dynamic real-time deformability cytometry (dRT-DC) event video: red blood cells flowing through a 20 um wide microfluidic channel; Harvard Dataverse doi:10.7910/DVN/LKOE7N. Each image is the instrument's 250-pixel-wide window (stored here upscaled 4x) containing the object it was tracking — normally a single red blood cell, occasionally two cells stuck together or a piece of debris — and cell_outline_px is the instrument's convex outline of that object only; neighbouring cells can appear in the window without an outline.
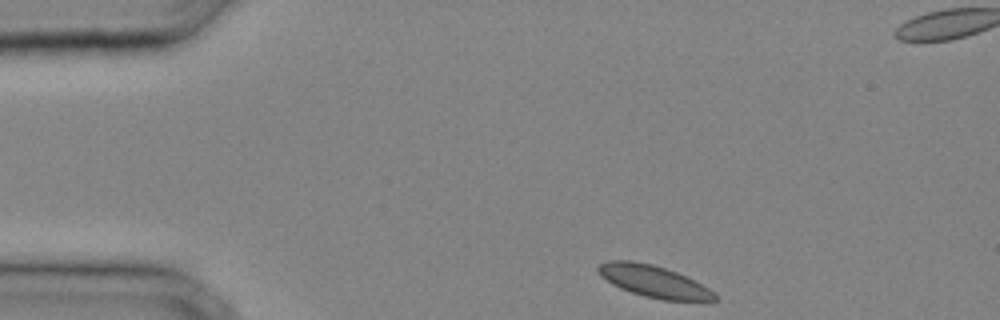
{"species": "common noctule bat (a hibernating species)", "species_latin": "Nyctalus noctula", "temperature_condition": "cold", "stored_images_in_passage": 29, "camera_frame_rate_fps": 3000, "um_per_image_px": 0.085, "animal": {"sex": "male", "body_mass_g": 20.4}, "frame": {"image": 1, "passage_image": 1, "time_ms": 0.0, "image_size_px": [1000, 320], "cell_outline_px": [[716, 300], [664, 300], [644, 296], [620, 288], [612, 284], [600, 276], [596, 268], [600, 264], [608, 260], [632, 260], [652, 264], [676, 272], [708, 288], [716, 296]], "centroid_in_image_um": [55.48, 23.9], "position_along_channel_um": 29.5, "area_um2": 21.21}}
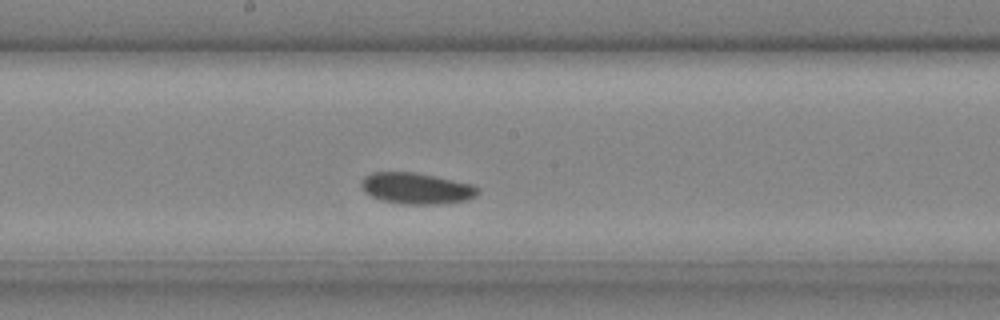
{"frame": {"image": 2, "passage_image": 14, "time_ms": 4.333, "image_size_px": [1000, 320], "cell_outline_px": [[480, 192], [476, 196], [468, 200], [436, 204], [404, 204], [380, 200], [364, 192], [360, 184], [364, 176], [372, 172], [416, 172], [436, 176], [472, 184], [480, 188]], "centroid_in_image_um": [35.41, 16.0], "position_along_channel_um": 212.8, "area_um2": 21.39}}
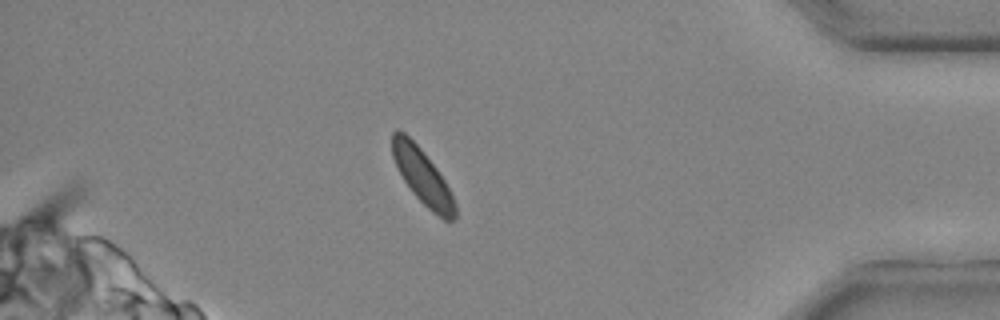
{"frame": {"image": 3, "passage_image": 26, "time_ms": 8.333, "image_size_px": [1000, 320], "cell_outline_px": [[456, 216], [452, 220], [444, 220], [432, 212], [412, 192], [404, 180], [392, 156], [392, 132], [396, 128], [404, 132], [420, 148], [436, 168], [444, 180], [456, 204]], "centroid_in_image_um": [35.9, 15.0], "position_along_channel_um": 399.3, "area_um2": 19.83}}